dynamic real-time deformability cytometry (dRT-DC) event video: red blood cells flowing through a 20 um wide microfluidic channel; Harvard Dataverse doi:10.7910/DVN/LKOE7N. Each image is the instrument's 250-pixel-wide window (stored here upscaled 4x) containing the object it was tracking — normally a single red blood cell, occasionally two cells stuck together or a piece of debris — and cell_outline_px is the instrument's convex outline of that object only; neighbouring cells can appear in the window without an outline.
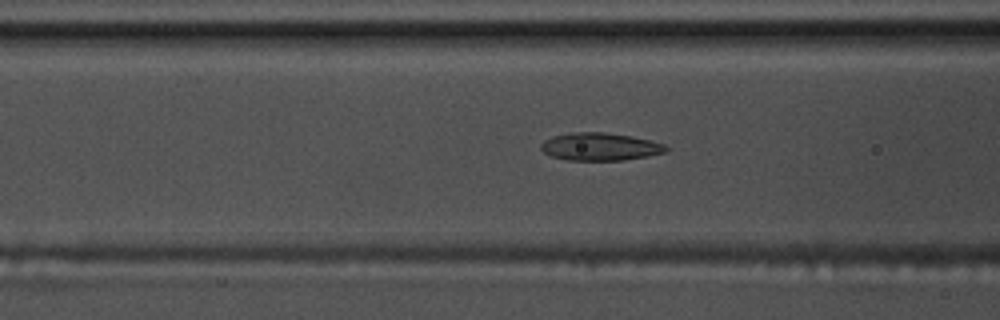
{"species": "common noctule bat (a hibernating species)", "species_latin": "Nyctalus noctula", "temperature_condition": "warm", "stored_images_in_passage": 48, "camera_frame_rate_fps": 3000, "um_per_image_px": 0.085, "animal": {"sex": "male", "body_mass_g": 17.5, "forearm_length_mm": 52.3}, "frame": {"image": 1, "passage_image": 13, "time_ms": 4.0, "image_size_px": [1000, 320], "cell_outline_px": [[668, 152], [648, 156], [624, 160], [568, 160], [552, 156], [544, 152], [540, 148], [540, 144], [544, 140], [552, 136], [572, 132], [604, 132], [632, 136], [664, 144], [668, 148]], "centroid_in_image_um": [51.0, 12.46], "position_along_channel_um": 115.6, "area_um2": 20.23}}
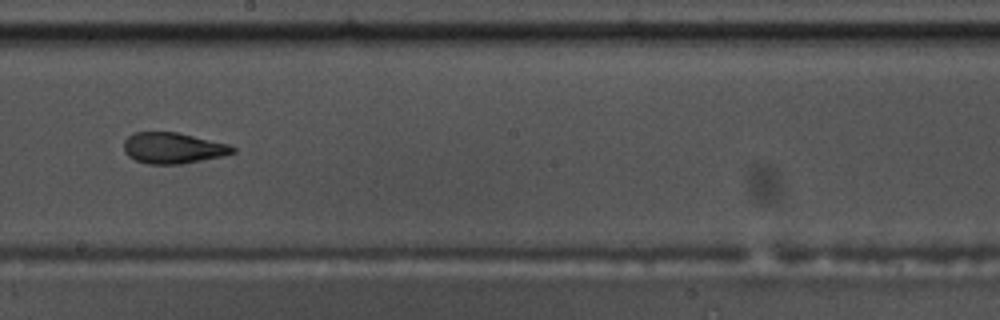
{"frame": {"image": 2, "passage_image": 23, "time_ms": 7.333, "image_size_px": [1000, 320], "cell_outline_px": [[236, 152], [224, 156], [180, 164], [148, 164], [136, 160], [128, 156], [124, 152], [124, 140], [128, 136], [136, 132], [176, 132], [228, 144], [236, 148]], "centroid_in_image_um": [14.7, 12.59], "position_along_channel_um": 233.5, "area_um2": 19.59}}
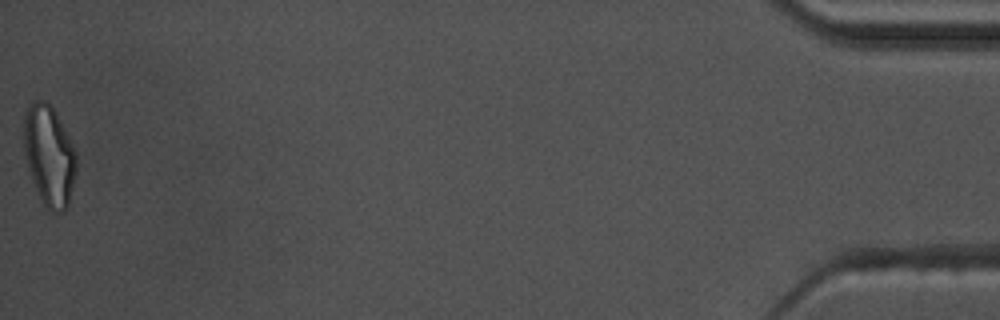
{"frame": {"image": 3, "passage_image": 48, "time_ms": 15.667, "image_size_px": [1000, 320], "cell_outline_px": [[76, 172], [68, 204], [64, 212], [48, 212], [32, 180], [24, 156], [24, 112], [28, 104], [32, 100], [44, 100], [52, 104], [76, 152]], "centroid_in_image_um": [4.16, 13.19], "position_along_channel_um": 431.0, "area_um2": 30.92}, "authors_computed_cell_mechanics": {"area_um2": 20.4612, "velocity_mm_per_s": 3.5494, "shape_relaxation_time_tau1_ms": 6.3983, "shape_relaxation_time_tau2_ms": 1.9276, "deformation_change_tau1": 0.19, "deformation_change_tau2": 0.0956}}